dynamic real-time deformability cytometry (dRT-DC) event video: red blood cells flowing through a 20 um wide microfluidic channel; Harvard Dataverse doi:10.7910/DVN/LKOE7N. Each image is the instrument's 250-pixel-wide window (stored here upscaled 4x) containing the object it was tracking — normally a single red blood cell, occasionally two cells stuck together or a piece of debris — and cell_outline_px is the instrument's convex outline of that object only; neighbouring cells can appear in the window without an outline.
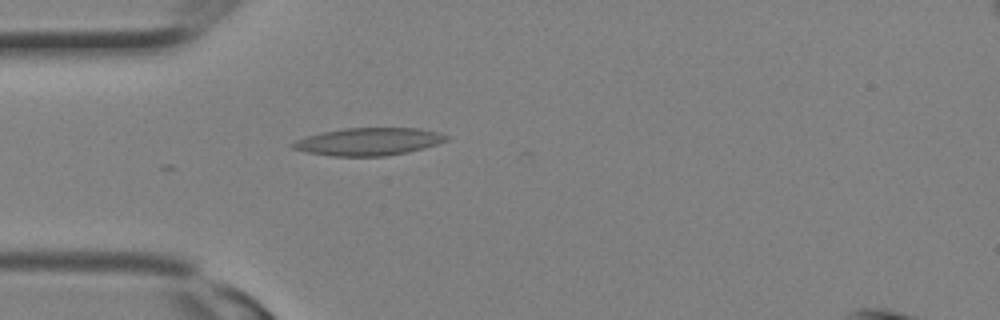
{"species": "Egyptian fruit bat (a non-hibernating species)", "species_latin": "Rousettus aegyptiacus", "temperature_condition": "room temperature", "stored_images_in_passage": 4, "camera_frame_rate_fps": 3000, "um_per_image_px": 0.085, "animal": {"sex": "female"}, "frame": {"image": 1, "passage_image": 4, "time_ms": 1.0, "image_size_px": [1000, 320], "cell_outline_px": [[452, 136], [448, 140], [424, 148], [408, 152], [384, 156], [332, 156], [308, 152], [292, 148], [288, 144], [304, 136], [320, 132], [344, 128], [420, 128], [440, 132]], "centroid_in_image_um": [31.34, 12.03], "position_along_channel_um": 53.7, "area_um2": 24.97}}